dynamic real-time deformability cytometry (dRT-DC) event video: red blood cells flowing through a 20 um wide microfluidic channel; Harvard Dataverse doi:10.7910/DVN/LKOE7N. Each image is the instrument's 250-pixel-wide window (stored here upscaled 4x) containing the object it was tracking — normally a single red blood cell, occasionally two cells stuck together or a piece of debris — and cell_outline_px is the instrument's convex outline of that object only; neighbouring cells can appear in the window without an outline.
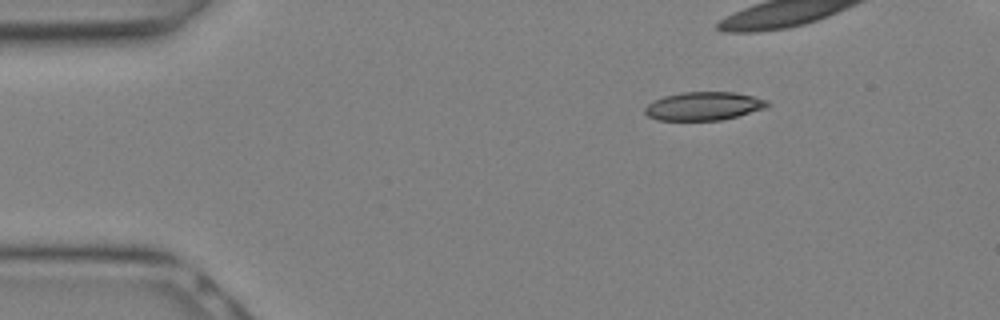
{"species": "Egyptian fruit bat (a non-hibernating species)", "species_latin": "Rousettus aegyptiacus", "temperature_condition": "warm", "stored_images_in_passage": 6, "camera_frame_rate_fps": 3000, "um_per_image_px": 0.085, "animal": {"sex": "female"}, "frame": {"image": 1, "passage_image": 1, "time_ms": 0.0, "image_size_px": [1000, 320], "cell_outline_px": [[768, 104], [764, 108], [736, 116], [720, 120], [656, 120], [648, 116], [644, 112], [644, 108], [648, 104], [664, 96], [680, 92], [736, 92], [768, 100]], "centroid_in_image_um": [59.78, 9.01], "position_along_channel_um": 25.2, "area_um2": 20.06}}